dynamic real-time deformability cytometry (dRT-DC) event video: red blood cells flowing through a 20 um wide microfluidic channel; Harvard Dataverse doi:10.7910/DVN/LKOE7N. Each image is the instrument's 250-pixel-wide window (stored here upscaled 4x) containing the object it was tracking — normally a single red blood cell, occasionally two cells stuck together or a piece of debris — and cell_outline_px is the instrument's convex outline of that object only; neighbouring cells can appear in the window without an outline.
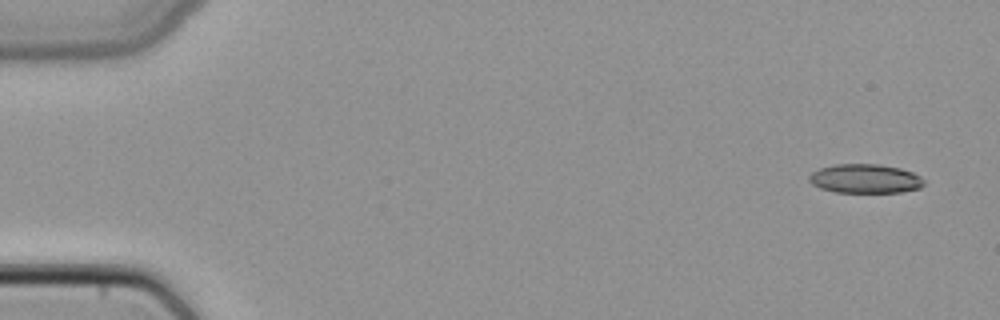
{"species": "common noctule bat (a hibernating species)", "species_latin": "Nyctalus noctula", "temperature_condition": "cold", "stored_images_in_passage": 5, "camera_frame_rate_fps": 3000, "um_per_image_px": 0.085, "animal": {"sex": "female", "body_mass_g": 22.7, "forearm_length_mm": 54.2}, "frame": {"image": 1, "passage_image": 1, "time_ms": 0.0, "image_size_px": [1000, 320], "cell_outline_px": [[924, 184], [920, 188], [900, 192], [836, 192], [820, 188], [812, 184], [808, 180], [808, 176], [812, 172], [820, 168], [836, 164], [880, 164], [900, 168], [912, 172], [920, 176], [924, 180]], "centroid_in_image_um": [73.53, 15.18], "position_along_channel_um": 11.5, "area_um2": 19.48}}